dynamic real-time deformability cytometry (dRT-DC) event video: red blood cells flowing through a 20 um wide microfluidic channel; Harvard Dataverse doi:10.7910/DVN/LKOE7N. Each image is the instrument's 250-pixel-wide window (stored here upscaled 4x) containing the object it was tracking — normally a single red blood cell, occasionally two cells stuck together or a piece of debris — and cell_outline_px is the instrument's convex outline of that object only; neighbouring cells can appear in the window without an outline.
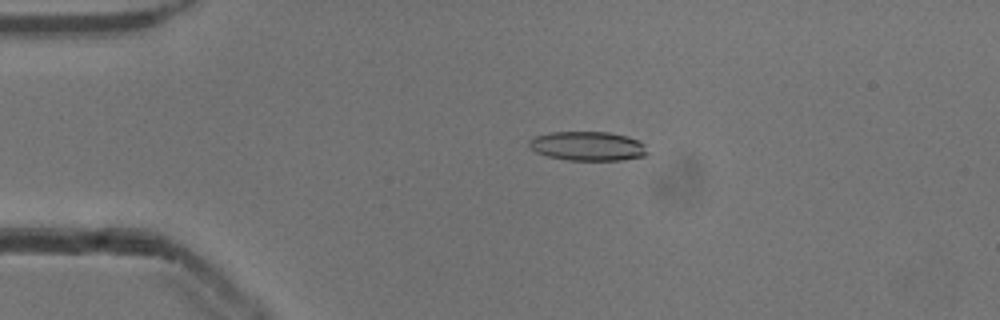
{"species": "common noctule bat (a hibernating species)", "species_latin": "Nyctalus noctula", "temperature_condition": "cold", "stored_images_in_passage": 21, "camera_frame_rate_fps": 3000, "um_per_image_px": 0.085, "animal": {"sex": "male", "body_mass_g": 13.3}, "frame": {"image": 1, "passage_image": 7, "time_ms": 2.0, "image_size_px": [1000, 320], "cell_outline_px": [[648, 152], [644, 156], [620, 160], [568, 160], [548, 156], [536, 152], [528, 144], [528, 140], [536, 136], [552, 132], [608, 132], [628, 136], [644, 144]], "centroid_in_image_um": [49.96, 12.41], "position_along_channel_um": 35.0, "area_um2": 20.0}}
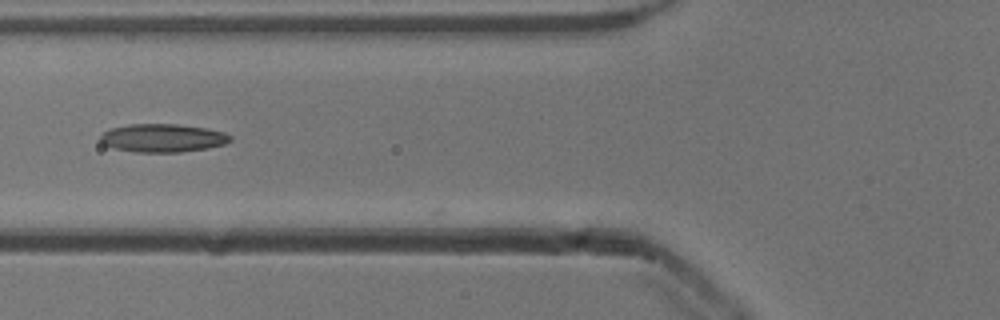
{"frame": {"image": 2, "passage_image": 16, "time_ms": 5.0, "image_size_px": [1000, 320], "cell_outline_px": [[232, 140], [224, 144], [208, 148], [180, 152], [136, 152], [112, 148], [104, 144], [100, 140], [100, 136], [104, 132], [112, 128], [128, 124], [176, 124], [204, 128], [224, 132], [232, 136]], "centroid_in_image_um": [13.83, 11.73], "position_along_channel_um": 112.0, "area_um2": 21.33}}
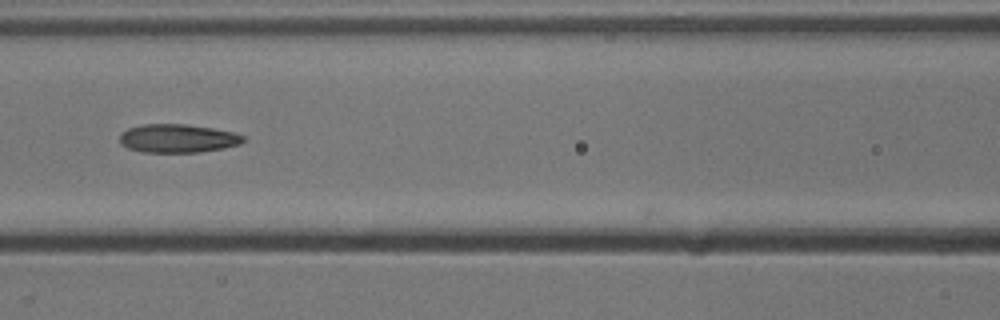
{"frame": {"image": 3, "passage_image": 19, "time_ms": 6.0, "image_size_px": [1000, 320], "cell_outline_px": [[244, 140], [240, 144], [224, 148], [200, 152], [144, 152], [128, 148], [120, 144], [120, 136], [128, 128], [144, 124], [188, 124], [212, 128], [232, 132], [244, 136]], "centroid_in_image_um": [15.11, 11.76], "position_along_channel_um": 151.5, "area_um2": 20.4}}